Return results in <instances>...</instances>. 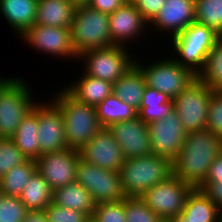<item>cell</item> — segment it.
I'll return each mask as SVG.
<instances>
[{"label": "cell", "mask_w": 222, "mask_h": 222, "mask_svg": "<svg viewBox=\"0 0 222 222\" xmlns=\"http://www.w3.org/2000/svg\"><path fill=\"white\" fill-rule=\"evenodd\" d=\"M221 152V136L207 129L187 132L180 154L172 161L173 175L193 188H199Z\"/></svg>", "instance_id": "cell-1"}, {"label": "cell", "mask_w": 222, "mask_h": 222, "mask_svg": "<svg viewBox=\"0 0 222 222\" xmlns=\"http://www.w3.org/2000/svg\"><path fill=\"white\" fill-rule=\"evenodd\" d=\"M51 101L64 118L68 148L79 150L103 128L96 107L76 100L64 88Z\"/></svg>", "instance_id": "cell-2"}, {"label": "cell", "mask_w": 222, "mask_h": 222, "mask_svg": "<svg viewBox=\"0 0 222 222\" xmlns=\"http://www.w3.org/2000/svg\"><path fill=\"white\" fill-rule=\"evenodd\" d=\"M119 174L125 195L140 197L148 189L173 175V166L169 158L150 154L125 159Z\"/></svg>", "instance_id": "cell-3"}, {"label": "cell", "mask_w": 222, "mask_h": 222, "mask_svg": "<svg viewBox=\"0 0 222 222\" xmlns=\"http://www.w3.org/2000/svg\"><path fill=\"white\" fill-rule=\"evenodd\" d=\"M219 38L220 36L212 29L193 22L180 34L170 38L172 39V47L178 55V58L174 57L173 59L198 76L205 65L210 50Z\"/></svg>", "instance_id": "cell-4"}, {"label": "cell", "mask_w": 222, "mask_h": 222, "mask_svg": "<svg viewBox=\"0 0 222 222\" xmlns=\"http://www.w3.org/2000/svg\"><path fill=\"white\" fill-rule=\"evenodd\" d=\"M28 87L20 77H0V138H12L20 122L36 104Z\"/></svg>", "instance_id": "cell-5"}, {"label": "cell", "mask_w": 222, "mask_h": 222, "mask_svg": "<svg viewBox=\"0 0 222 222\" xmlns=\"http://www.w3.org/2000/svg\"><path fill=\"white\" fill-rule=\"evenodd\" d=\"M71 42L77 55L92 49L111 46L109 14L87 6L75 8L71 24Z\"/></svg>", "instance_id": "cell-6"}, {"label": "cell", "mask_w": 222, "mask_h": 222, "mask_svg": "<svg viewBox=\"0 0 222 222\" xmlns=\"http://www.w3.org/2000/svg\"><path fill=\"white\" fill-rule=\"evenodd\" d=\"M125 46L111 45L83 52L78 56L84 60V73L114 84L135 64Z\"/></svg>", "instance_id": "cell-7"}, {"label": "cell", "mask_w": 222, "mask_h": 222, "mask_svg": "<svg viewBox=\"0 0 222 222\" xmlns=\"http://www.w3.org/2000/svg\"><path fill=\"white\" fill-rule=\"evenodd\" d=\"M212 89L196 78L173 99V109L186 132L206 129Z\"/></svg>", "instance_id": "cell-8"}, {"label": "cell", "mask_w": 222, "mask_h": 222, "mask_svg": "<svg viewBox=\"0 0 222 222\" xmlns=\"http://www.w3.org/2000/svg\"><path fill=\"white\" fill-rule=\"evenodd\" d=\"M163 59L162 61L157 60L156 63L152 62L146 67L142 66L143 64L135 59V65L143 73L146 86L163 92L173 100L182 93L197 76L190 70L182 67L173 58Z\"/></svg>", "instance_id": "cell-9"}, {"label": "cell", "mask_w": 222, "mask_h": 222, "mask_svg": "<svg viewBox=\"0 0 222 222\" xmlns=\"http://www.w3.org/2000/svg\"><path fill=\"white\" fill-rule=\"evenodd\" d=\"M75 182L91 193L96 204L118 202L127 198L121 185L119 172L100 168L82 159H79L76 167Z\"/></svg>", "instance_id": "cell-10"}, {"label": "cell", "mask_w": 222, "mask_h": 222, "mask_svg": "<svg viewBox=\"0 0 222 222\" xmlns=\"http://www.w3.org/2000/svg\"><path fill=\"white\" fill-rule=\"evenodd\" d=\"M194 188L171 175L144 192L140 199L164 221L182 213L187 196Z\"/></svg>", "instance_id": "cell-11"}, {"label": "cell", "mask_w": 222, "mask_h": 222, "mask_svg": "<svg viewBox=\"0 0 222 222\" xmlns=\"http://www.w3.org/2000/svg\"><path fill=\"white\" fill-rule=\"evenodd\" d=\"M79 159L80 155L76 149L65 148L47 152L35 160L36 170L48 182L50 189L54 191L75 182Z\"/></svg>", "instance_id": "cell-12"}, {"label": "cell", "mask_w": 222, "mask_h": 222, "mask_svg": "<svg viewBox=\"0 0 222 222\" xmlns=\"http://www.w3.org/2000/svg\"><path fill=\"white\" fill-rule=\"evenodd\" d=\"M152 154L173 161L179 154L187 132L173 109L163 120L148 124Z\"/></svg>", "instance_id": "cell-13"}, {"label": "cell", "mask_w": 222, "mask_h": 222, "mask_svg": "<svg viewBox=\"0 0 222 222\" xmlns=\"http://www.w3.org/2000/svg\"><path fill=\"white\" fill-rule=\"evenodd\" d=\"M21 38L41 52L51 56L78 58L71 42V29L34 24Z\"/></svg>", "instance_id": "cell-14"}, {"label": "cell", "mask_w": 222, "mask_h": 222, "mask_svg": "<svg viewBox=\"0 0 222 222\" xmlns=\"http://www.w3.org/2000/svg\"><path fill=\"white\" fill-rule=\"evenodd\" d=\"M39 156L68 148L64 118L60 109L50 103H37Z\"/></svg>", "instance_id": "cell-15"}, {"label": "cell", "mask_w": 222, "mask_h": 222, "mask_svg": "<svg viewBox=\"0 0 222 222\" xmlns=\"http://www.w3.org/2000/svg\"><path fill=\"white\" fill-rule=\"evenodd\" d=\"M80 159L100 168L119 172L125 157L108 127H103L79 150Z\"/></svg>", "instance_id": "cell-16"}, {"label": "cell", "mask_w": 222, "mask_h": 222, "mask_svg": "<svg viewBox=\"0 0 222 222\" xmlns=\"http://www.w3.org/2000/svg\"><path fill=\"white\" fill-rule=\"evenodd\" d=\"M108 129L121 148L125 159L152 154L148 124L138 117L113 123Z\"/></svg>", "instance_id": "cell-17"}, {"label": "cell", "mask_w": 222, "mask_h": 222, "mask_svg": "<svg viewBox=\"0 0 222 222\" xmlns=\"http://www.w3.org/2000/svg\"><path fill=\"white\" fill-rule=\"evenodd\" d=\"M147 25L149 26V22L139 10L135 6L125 3L109 14V33L112 45L124 46L126 44L125 46H127V42L145 32Z\"/></svg>", "instance_id": "cell-18"}, {"label": "cell", "mask_w": 222, "mask_h": 222, "mask_svg": "<svg viewBox=\"0 0 222 222\" xmlns=\"http://www.w3.org/2000/svg\"><path fill=\"white\" fill-rule=\"evenodd\" d=\"M193 22H195V0H166L149 24L174 37Z\"/></svg>", "instance_id": "cell-19"}, {"label": "cell", "mask_w": 222, "mask_h": 222, "mask_svg": "<svg viewBox=\"0 0 222 222\" xmlns=\"http://www.w3.org/2000/svg\"><path fill=\"white\" fill-rule=\"evenodd\" d=\"M37 6L38 0H0L1 14L19 36L36 24Z\"/></svg>", "instance_id": "cell-20"}, {"label": "cell", "mask_w": 222, "mask_h": 222, "mask_svg": "<svg viewBox=\"0 0 222 222\" xmlns=\"http://www.w3.org/2000/svg\"><path fill=\"white\" fill-rule=\"evenodd\" d=\"M75 8L69 0H38L36 24L70 28Z\"/></svg>", "instance_id": "cell-21"}, {"label": "cell", "mask_w": 222, "mask_h": 222, "mask_svg": "<svg viewBox=\"0 0 222 222\" xmlns=\"http://www.w3.org/2000/svg\"><path fill=\"white\" fill-rule=\"evenodd\" d=\"M78 79L75 83L70 84V87L67 86L64 89L82 103L96 107L113 93L112 83L88 76L84 72L83 76Z\"/></svg>", "instance_id": "cell-22"}, {"label": "cell", "mask_w": 222, "mask_h": 222, "mask_svg": "<svg viewBox=\"0 0 222 222\" xmlns=\"http://www.w3.org/2000/svg\"><path fill=\"white\" fill-rule=\"evenodd\" d=\"M52 203L85 213L90 218L96 205L91 193L77 182L55 189L52 193Z\"/></svg>", "instance_id": "cell-23"}, {"label": "cell", "mask_w": 222, "mask_h": 222, "mask_svg": "<svg viewBox=\"0 0 222 222\" xmlns=\"http://www.w3.org/2000/svg\"><path fill=\"white\" fill-rule=\"evenodd\" d=\"M221 213L203 191L194 188L187 196L181 215L190 222H221Z\"/></svg>", "instance_id": "cell-24"}, {"label": "cell", "mask_w": 222, "mask_h": 222, "mask_svg": "<svg viewBox=\"0 0 222 222\" xmlns=\"http://www.w3.org/2000/svg\"><path fill=\"white\" fill-rule=\"evenodd\" d=\"M145 87V77L141 70L134 64L132 68L113 84V93L127 105L132 106L138 111Z\"/></svg>", "instance_id": "cell-25"}, {"label": "cell", "mask_w": 222, "mask_h": 222, "mask_svg": "<svg viewBox=\"0 0 222 222\" xmlns=\"http://www.w3.org/2000/svg\"><path fill=\"white\" fill-rule=\"evenodd\" d=\"M37 102L33 109L24 117L12 137L16 147L28 158L39 157Z\"/></svg>", "instance_id": "cell-26"}, {"label": "cell", "mask_w": 222, "mask_h": 222, "mask_svg": "<svg viewBox=\"0 0 222 222\" xmlns=\"http://www.w3.org/2000/svg\"><path fill=\"white\" fill-rule=\"evenodd\" d=\"M173 110V100L156 89L145 87L138 118L149 124L163 120Z\"/></svg>", "instance_id": "cell-27"}, {"label": "cell", "mask_w": 222, "mask_h": 222, "mask_svg": "<svg viewBox=\"0 0 222 222\" xmlns=\"http://www.w3.org/2000/svg\"><path fill=\"white\" fill-rule=\"evenodd\" d=\"M52 193L48 182L36 170L26 183L19 198L27 210H44L52 203Z\"/></svg>", "instance_id": "cell-28"}, {"label": "cell", "mask_w": 222, "mask_h": 222, "mask_svg": "<svg viewBox=\"0 0 222 222\" xmlns=\"http://www.w3.org/2000/svg\"><path fill=\"white\" fill-rule=\"evenodd\" d=\"M99 123L102 127H109L111 124L138 117V111L127 105L114 93L106 97L96 106Z\"/></svg>", "instance_id": "cell-29"}, {"label": "cell", "mask_w": 222, "mask_h": 222, "mask_svg": "<svg viewBox=\"0 0 222 222\" xmlns=\"http://www.w3.org/2000/svg\"><path fill=\"white\" fill-rule=\"evenodd\" d=\"M35 171L36 162L32 159L16 165L0 179V192L7 196L19 197Z\"/></svg>", "instance_id": "cell-30"}, {"label": "cell", "mask_w": 222, "mask_h": 222, "mask_svg": "<svg viewBox=\"0 0 222 222\" xmlns=\"http://www.w3.org/2000/svg\"><path fill=\"white\" fill-rule=\"evenodd\" d=\"M197 78L212 90H222V37L214 43Z\"/></svg>", "instance_id": "cell-31"}, {"label": "cell", "mask_w": 222, "mask_h": 222, "mask_svg": "<svg viewBox=\"0 0 222 222\" xmlns=\"http://www.w3.org/2000/svg\"><path fill=\"white\" fill-rule=\"evenodd\" d=\"M195 22L222 37V0H195Z\"/></svg>", "instance_id": "cell-32"}, {"label": "cell", "mask_w": 222, "mask_h": 222, "mask_svg": "<svg viewBox=\"0 0 222 222\" xmlns=\"http://www.w3.org/2000/svg\"><path fill=\"white\" fill-rule=\"evenodd\" d=\"M124 212L126 222H165L140 197H127L124 200Z\"/></svg>", "instance_id": "cell-33"}, {"label": "cell", "mask_w": 222, "mask_h": 222, "mask_svg": "<svg viewBox=\"0 0 222 222\" xmlns=\"http://www.w3.org/2000/svg\"><path fill=\"white\" fill-rule=\"evenodd\" d=\"M28 160L16 147L12 138H0V179L16 165Z\"/></svg>", "instance_id": "cell-34"}, {"label": "cell", "mask_w": 222, "mask_h": 222, "mask_svg": "<svg viewBox=\"0 0 222 222\" xmlns=\"http://www.w3.org/2000/svg\"><path fill=\"white\" fill-rule=\"evenodd\" d=\"M27 211L19 197L0 194V222H23Z\"/></svg>", "instance_id": "cell-35"}, {"label": "cell", "mask_w": 222, "mask_h": 222, "mask_svg": "<svg viewBox=\"0 0 222 222\" xmlns=\"http://www.w3.org/2000/svg\"><path fill=\"white\" fill-rule=\"evenodd\" d=\"M91 219L95 222H126L124 200L97 203Z\"/></svg>", "instance_id": "cell-36"}, {"label": "cell", "mask_w": 222, "mask_h": 222, "mask_svg": "<svg viewBox=\"0 0 222 222\" xmlns=\"http://www.w3.org/2000/svg\"><path fill=\"white\" fill-rule=\"evenodd\" d=\"M49 222H88L91 218L74 209L61 207L50 203L44 209Z\"/></svg>", "instance_id": "cell-37"}, {"label": "cell", "mask_w": 222, "mask_h": 222, "mask_svg": "<svg viewBox=\"0 0 222 222\" xmlns=\"http://www.w3.org/2000/svg\"><path fill=\"white\" fill-rule=\"evenodd\" d=\"M206 129L222 137V90H213Z\"/></svg>", "instance_id": "cell-38"}, {"label": "cell", "mask_w": 222, "mask_h": 222, "mask_svg": "<svg viewBox=\"0 0 222 222\" xmlns=\"http://www.w3.org/2000/svg\"><path fill=\"white\" fill-rule=\"evenodd\" d=\"M166 0H147L137 7L143 17L150 23L159 13Z\"/></svg>", "instance_id": "cell-39"}, {"label": "cell", "mask_w": 222, "mask_h": 222, "mask_svg": "<svg viewBox=\"0 0 222 222\" xmlns=\"http://www.w3.org/2000/svg\"><path fill=\"white\" fill-rule=\"evenodd\" d=\"M125 3V0H91L88 6L99 12L111 14Z\"/></svg>", "instance_id": "cell-40"}, {"label": "cell", "mask_w": 222, "mask_h": 222, "mask_svg": "<svg viewBox=\"0 0 222 222\" xmlns=\"http://www.w3.org/2000/svg\"><path fill=\"white\" fill-rule=\"evenodd\" d=\"M219 180H222V152L209 167L206 179L198 189L202 191L209 183L218 182Z\"/></svg>", "instance_id": "cell-41"}, {"label": "cell", "mask_w": 222, "mask_h": 222, "mask_svg": "<svg viewBox=\"0 0 222 222\" xmlns=\"http://www.w3.org/2000/svg\"><path fill=\"white\" fill-rule=\"evenodd\" d=\"M222 211V180L209 183L202 190Z\"/></svg>", "instance_id": "cell-42"}, {"label": "cell", "mask_w": 222, "mask_h": 222, "mask_svg": "<svg viewBox=\"0 0 222 222\" xmlns=\"http://www.w3.org/2000/svg\"><path fill=\"white\" fill-rule=\"evenodd\" d=\"M23 222H49L44 210H28Z\"/></svg>", "instance_id": "cell-43"}, {"label": "cell", "mask_w": 222, "mask_h": 222, "mask_svg": "<svg viewBox=\"0 0 222 222\" xmlns=\"http://www.w3.org/2000/svg\"><path fill=\"white\" fill-rule=\"evenodd\" d=\"M71 3H73L76 7L79 6H87L91 0H69Z\"/></svg>", "instance_id": "cell-44"}, {"label": "cell", "mask_w": 222, "mask_h": 222, "mask_svg": "<svg viewBox=\"0 0 222 222\" xmlns=\"http://www.w3.org/2000/svg\"><path fill=\"white\" fill-rule=\"evenodd\" d=\"M165 222H190L187 221L181 214L166 220Z\"/></svg>", "instance_id": "cell-45"}, {"label": "cell", "mask_w": 222, "mask_h": 222, "mask_svg": "<svg viewBox=\"0 0 222 222\" xmlns=\"http://www.w3.org/2000/svg\"><path fill=\"white\" fill-rule=\"evenodd\" d=\"M144 1H147V0H125V2L127 4H130V5H133L135 6L136 8L141 5Z\"/></svg>", "instance_id": "cell-46"}]
</instances>
